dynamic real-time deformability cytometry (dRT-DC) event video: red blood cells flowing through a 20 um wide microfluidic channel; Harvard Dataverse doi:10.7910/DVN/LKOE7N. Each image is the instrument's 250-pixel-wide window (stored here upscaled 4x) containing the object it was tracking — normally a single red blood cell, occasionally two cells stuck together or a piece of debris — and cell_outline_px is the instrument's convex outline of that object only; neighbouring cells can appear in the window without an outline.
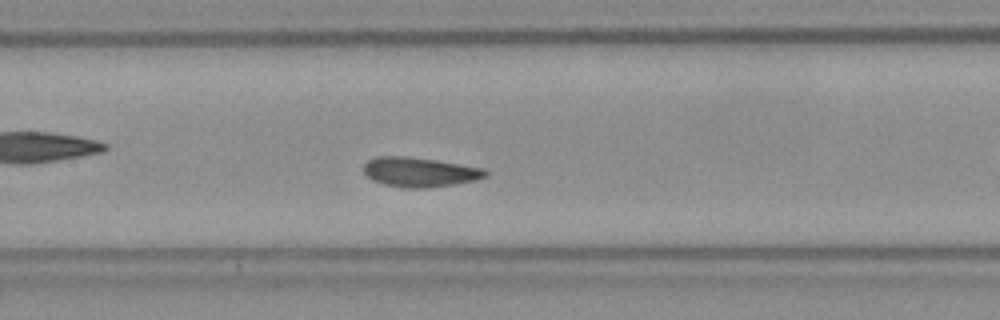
{"species": "Egyptian fruit bat (a non-hibernating species)", "species_latin": "Rousettus aegyptiacus", "temperature_condition": "room temperature", "stored_images_in_passage": 51, "camera_frame_rate_fps": 3000, "um_per_image_px": 0.085, "frame": {"image": 1, "passage_image": 22, "time_ms": 7.0, "image_size_px": [1000, 320], "cell_outline_px": [[488, 176], [476, 180], [456, 184], [428, 188], [404, 188], [384, 184], [372, 180], [364, 172], [364, 164], [368, 160], [376, 156], [408, 156], [436, 160], [484, 168], [488, 172]], "centroid_in_image_um": [35.69, 14.63], "position_along_channel_um": 171.7, "area_um2": 21.15}, "authors_computed_cell_mechanics": {"area_um2": 20.2878, "velocity_mm_per_s": 3.7832, "shape_relaxation_time_tau1_ms": 3.0268, "shape_relaxation_time_tau2_ms": null, "deformation_change_tau1": 0.1022, "deformation_change_tau2": null}}